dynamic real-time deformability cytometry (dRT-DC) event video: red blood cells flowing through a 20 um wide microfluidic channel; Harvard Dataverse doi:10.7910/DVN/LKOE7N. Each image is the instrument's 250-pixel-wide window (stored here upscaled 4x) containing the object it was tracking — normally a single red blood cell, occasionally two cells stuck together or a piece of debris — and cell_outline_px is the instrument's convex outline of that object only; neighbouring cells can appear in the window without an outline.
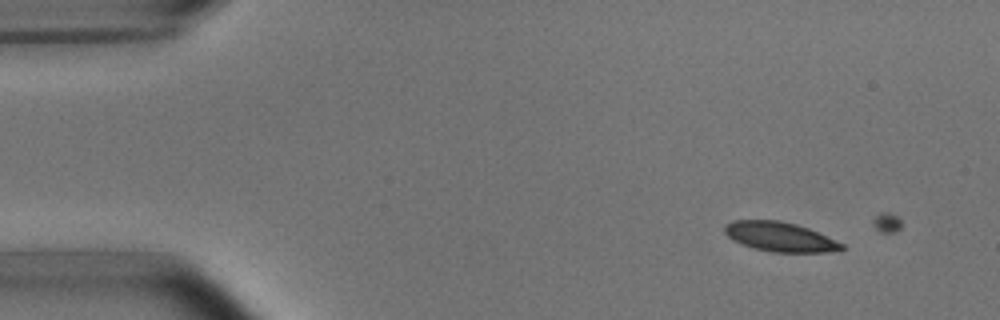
{"species": "common noctule bat (a hibernating species)", "species_latin": "Nyctalus noctula", "temperature_condition": "room temperature", "stored_images_in_passage": 3, "camera_frame_rate_fps": 3000, "um_per_image_px": 0.085, "animal": {"sex": "male", "body_mass_g": 15.6}, "frame": {"image": 1, "passage_image": 2, "time_ms": 1.0, "image_size_px": [1000, 320], "cell_outline_px": [[844, 248], [840, 252], [772, 252], [752, 248], [732, 240], [724, 232], [724, 224], [732, 220], [780, 220], [796, 224], [808, 228], [844, 244]], "centroid_in_image_um": [66.28, 20.13], "position_along_channel_um": 18.7, "area_um2": 20.29}}